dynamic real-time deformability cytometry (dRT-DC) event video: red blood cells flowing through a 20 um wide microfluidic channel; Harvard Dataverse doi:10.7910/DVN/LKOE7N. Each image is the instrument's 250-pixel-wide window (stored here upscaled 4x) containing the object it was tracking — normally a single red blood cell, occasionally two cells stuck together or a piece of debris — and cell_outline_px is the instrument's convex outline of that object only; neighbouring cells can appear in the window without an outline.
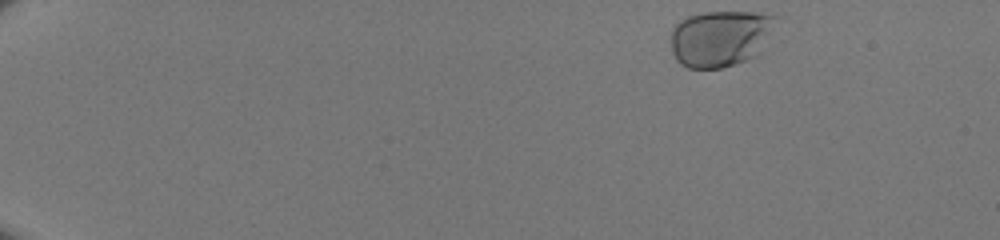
{"species": "human", "species_latin": "Homo sapiens", "temperature_condition": "room temperature", "stored_images_in_passage": 44, "camera_frame_rate_fps": 3000, "um_per_image_px": 0.085, "donor": {"sex": "male"}, "frame": {"image": 1, "passage_image": 1, "time_ms": 0.0, "image_size_px": [1000, 240], "cell_outline_px": [[784, 16], [760, 56], [736, 64], [720, 68], [688, 68], [680, 64], [676, 60], [672, 52], [672, 28], [680, 20], [688, 16], [704, 12], [760, 12]], "centroid_in_image_um": [61.38, 3.23], "position_along_channel_um": 23.6, "area_um2": 35.89}}
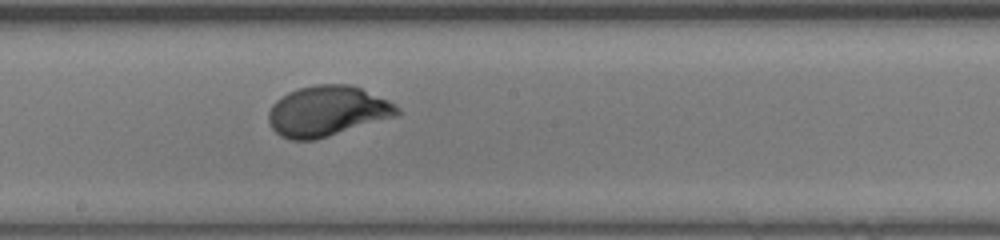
{"frame": {"image": 2, "passage_image": 25, "time_ms": 8.0, "image_size_px": [1000, 240], "cell_outline_px": [[404, 112], [396, 116], [316, 140], [288, 140], [280, 136], [268, 124], [268, 112], [272, 104], [276, 100], [288, 92], [300, 88], [316, 84], [352, 84], [388, 100], [396, 104]], "centroid_in_image_um": [27.82, 9.45], "position_along_channel_um": 220.4, "area_um2": 38.09}}
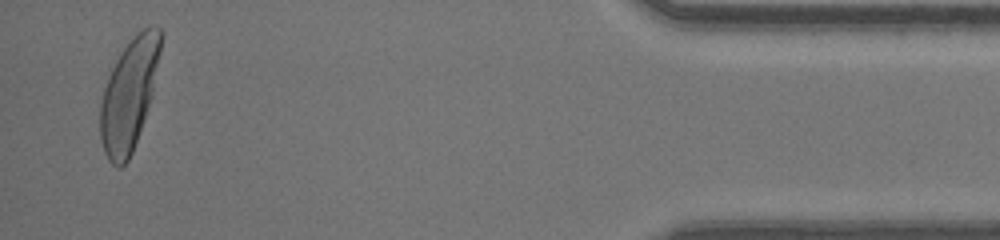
{"frame": {"image": 3, "passage_image": 43, "time_ms": 14.0, "image_size_px": [1000, 240], "cell_outline_px": [[164, 32], [152, 96], [144, 120], [132, 152], [128, 160], [120, 168], [112, 164], [108, 160], [104, 152], [100, 136], [100, 104], [104, 88], [108, 76], [116, 60], [124, 48], [144, 28], [152, 24], [160, 28]], "centroid_in_image_um": [10.98, 8.04], "position_along_channel_um": 424.2, "area_um2": 38.96}}